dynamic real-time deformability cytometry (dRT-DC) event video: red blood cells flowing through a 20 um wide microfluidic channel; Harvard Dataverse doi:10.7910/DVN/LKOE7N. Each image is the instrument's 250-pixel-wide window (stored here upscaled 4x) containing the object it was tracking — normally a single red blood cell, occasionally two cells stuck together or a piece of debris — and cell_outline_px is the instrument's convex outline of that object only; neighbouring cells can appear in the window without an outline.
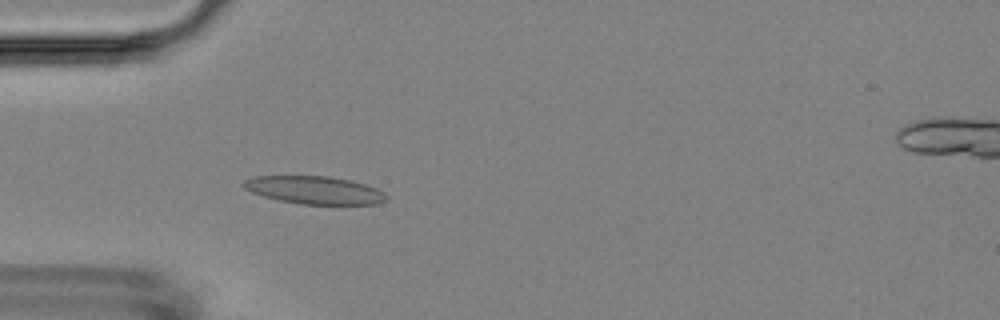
{"species": "Egyptian fruit bat (a non-hibernating species)", "species_latin": "Rousettus aegyptiacus", "temperature_condition": "room temperature", "stored_images_in_passage": 5, "camera_frame_rate_fps": 3000, "um_per_image_px": 0.085, "animal": {"sex": "female"}, "frame": {"image": 1, "passage_image": 5, "time_ms": 4.667, "image_size_px": [1000, 320], "cell_outline_px": [[388, 200], [376, 204], [300, 204], [280, 200], [264, 196], [252, 192], [244, 188], [240, 184], [244, 180], [256, 176], [328, 176], [348, 180], [364, 184], [376, 188], [384, 192], [388, 196]], "centroid_in_image_um": [26.73, 16.16], "position_along_channel_um": 58.3, "area_um2": 23.06}}